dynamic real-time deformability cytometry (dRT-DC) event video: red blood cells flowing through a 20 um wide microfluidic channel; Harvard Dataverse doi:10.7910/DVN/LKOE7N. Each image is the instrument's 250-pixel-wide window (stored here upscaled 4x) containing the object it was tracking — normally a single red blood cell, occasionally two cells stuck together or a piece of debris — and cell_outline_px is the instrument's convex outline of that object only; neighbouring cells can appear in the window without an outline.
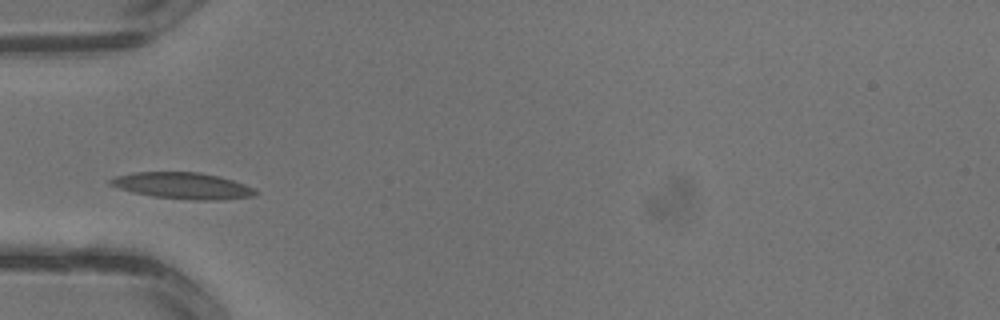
{"species": "common noctule bat (a hibernating species)", "species_latin": "Nyctalus noctula", "temperature_condition": "warm", "stored_images_in_passage": 1, "camera_frame_rate_fps": 3000, "um_per_image_px": 0.085, "animal": {"sex": "male", "body_mass_g": 13.3}, "frame": {"image": 1, "passage_image": 1, "time_ms": 0.0, "image_size_px": [1000, 320], "cell_outline_px": [[260, 192], [252, 196], [224, 200], [196, 200], [152, 196], [132, 192], [108, 184], [108, 180], [116, 176], [132, 172], [200, 172], [220, 176], [244, 184]], "centroid_in_image_um": [15.53, 15.78], "position_along_channel_um": 69.5, "area_um2": 22.31}}